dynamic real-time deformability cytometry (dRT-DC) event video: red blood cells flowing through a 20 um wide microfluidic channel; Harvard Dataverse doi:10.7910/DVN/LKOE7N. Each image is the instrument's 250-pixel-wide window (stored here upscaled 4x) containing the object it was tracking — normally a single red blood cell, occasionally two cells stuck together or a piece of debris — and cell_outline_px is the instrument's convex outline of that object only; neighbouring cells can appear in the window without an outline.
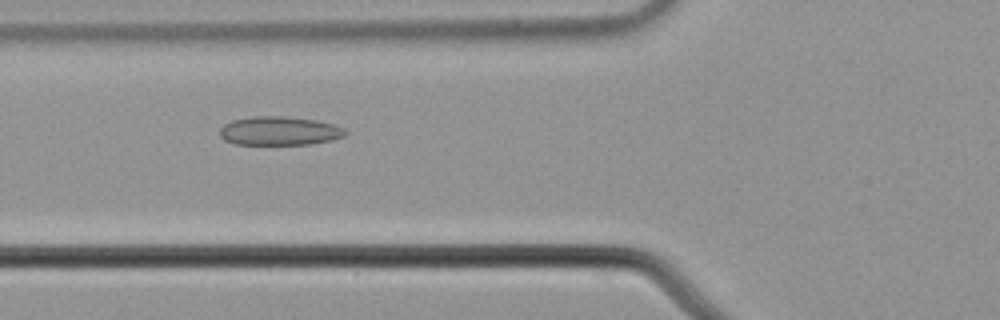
{"species": "common noctule bat (a hibernating species)", "species_latin": "Nyctalus noctula", "temperature_condition": "cold", "stored_images_in_passage": 52, "camera_frame_rate_fps": 3000, "um_per_image_px": 0.085, "animal": {"sex": "male", "body_mass_g": 21.5, "forearm_length_mm": 52.0}, "frame": {"image": 1, "passage_image": 19, "time_ms": 6.0, "image_size_px": [1000, 320], "cell_outline_px": [[348, 132], [344, 136], [332, 140], [312, 144], [236, 144], [224, 140], [220, 136], [220, 128], [224, 124], [232, 120], [252, 116], [284, 116], [316, 120], [332, 124], [344, 128]], "centroid_in_image_um": [23.75, 11.12], "position_along_channel_um": 102.1, "area_um2": 21.1}}
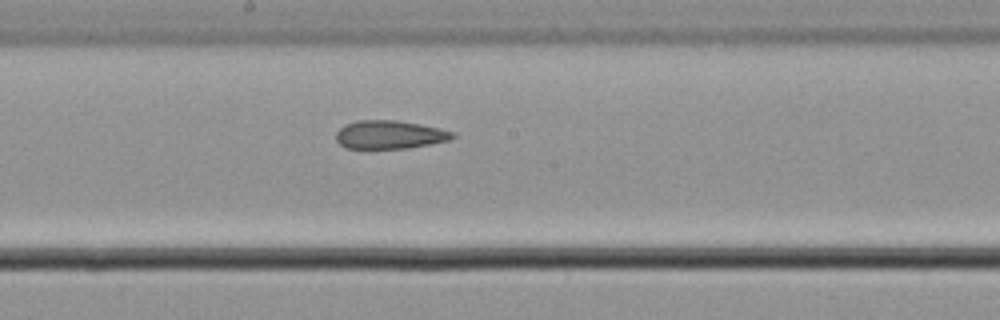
{"frame": {"image": 2, "passage_image": 28, "time_ms": 9.0, "image_size_px": [1000, 320], "cell_outline_px": [[456, 136], [448, 140], [408, 148], [344, 148], [336, 140], [336, 132], [344, 124], [356, 120], [396, 120], [420, 124], [440, 128], [452, 132]], "centroid_in_image_um": [33.07, 11.44], "position_along_channel_um": 215.1, "area_um2": 19.19}}
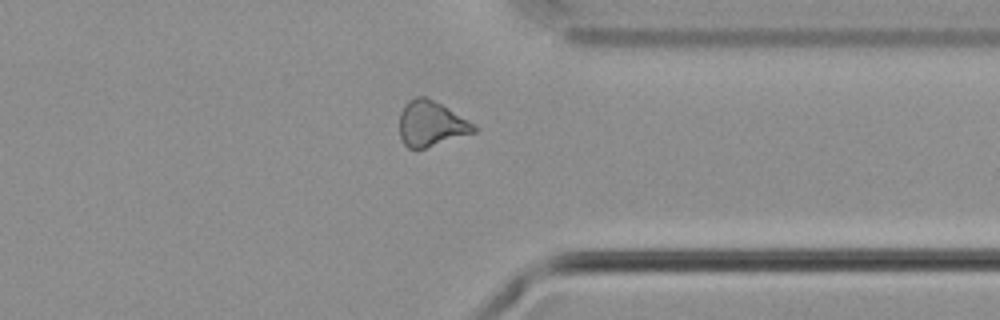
{"frame": {"image": 3, "passage_image": 41, "time_ms": 13.333, "image_size_px": [1000, 320], "cell_outline_px": [[480, 128], [476, 132], [424, 148], [408, 148], [404, 144], [400, 136], [400, 112], [404, 104], [408, 100], [416, 96], [424, 96], [448, 108], [468, 120]], "centroid_in_image_um": [36.64, 10.51], "position_along_channel_um": 374.8, "area_um2": 19.54}, "authors_computed_cell_mechanics": {"area_um2": 20.4034, "velocity_mm_per_s": 3.763, "shape_relaxation_time_tau1_ms": null, "shape_relaxation_time_tau2_ms": 4.2286, "deformation_change_tau1": null, "deformation_change_tau2": 0.1282}}